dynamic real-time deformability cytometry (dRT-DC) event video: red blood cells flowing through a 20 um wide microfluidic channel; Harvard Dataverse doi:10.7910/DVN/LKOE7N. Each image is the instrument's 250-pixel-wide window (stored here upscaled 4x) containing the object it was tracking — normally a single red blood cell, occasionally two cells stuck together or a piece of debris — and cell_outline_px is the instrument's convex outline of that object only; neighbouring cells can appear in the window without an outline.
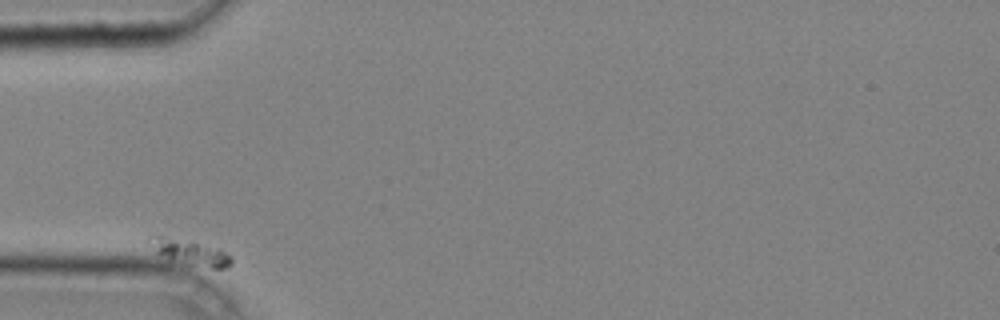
{"species": "common noctule bat (a hibernating species)", "species_latin": "Nyctalus noctula", "temperature_condition": "cold", "stored_images_in_passage": 35, "camera_frame_rate_fps": 3000, "um_per_image_px": 0.085, "animal": {"sex": "male", "body_mass_g": 20.4}, "frame": {"image": 1, "passage_image": 1, "time_ms": 0.0, "image_size_px": [1000, 320], "cell_outline_px": [[232, 264], [228, 268], [212, 268], [188, 264], [168, 260], [156, 252], [148, 236], [148, 232], [160, 232], [220, 248], [232, 256]], "centroid_in_image_um": [16.1, 21.37], "position_along_channel_um": 68.9, "area_um2": 12.95}}
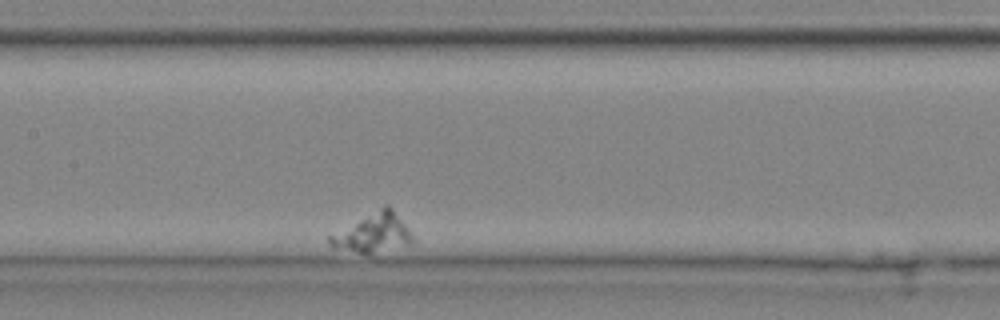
{"frame": {"image": 2, "passage_image": 15, "time_ms": 4.667, "image_size_px": [1000, 320], "cell_outline_px": [[416, 244], [372, 252], [360, 252], [332, 248], [328, 244], [328, 236], [384, 204], [388, 204], [392, 208], [408, 228], [416, 240]], "centroid_in_image_um": [31.74, 19.78], "position_along_channel_um": 175.7, "area_um2": 18.79}}
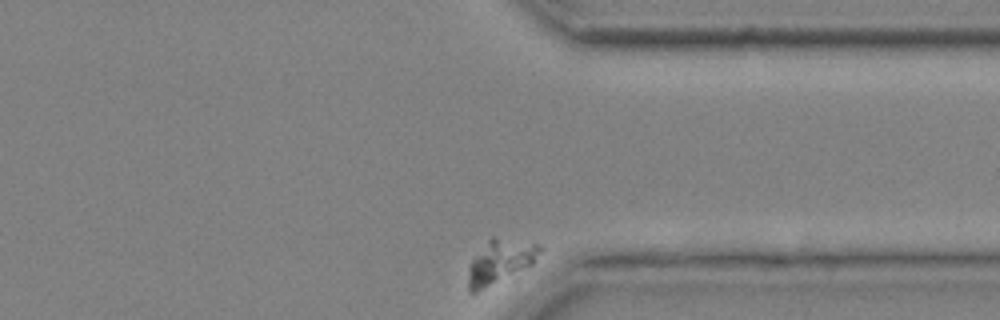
{"frame": {"image": 3, "passage_image": 35, "time_ms": 11.333, "image_size_px": [1000, 320], "cell_outline_px": [[544, 248], [532, 264], [476, 292], [468, 292], [468, 268], [472, 260], [488, 240], [492, 236], [540, 244]], "centroid_in_image_um": [42.52, 22.2], "position_along_channel_um": 368.9, "area_um2": 17.8}}